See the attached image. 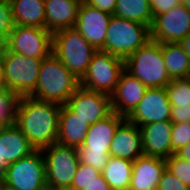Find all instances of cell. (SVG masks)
<instances>
[{
  "label": "cell",
  "instance_id": "37",
  "mask_svg": "<svg viewBox=\"0 0 190 190\" xmlns=\"http://www.w3.org/2000/svg\"><path fill=\"white\" fill-rule=\"evenodd\" d=\"M171 122L172 123L190 122V107L172 106Z\"/></svg>",
  "mask_w": 190,
  "mask_h": 190
},
{
  "label": "cell",
  "instance_id": "23",
  "mask_svg": "<svg viewBox=\"0 0 190 190\" xmlns=\"http://www.w3.org/2000/svg\"><path fill=\"white\" fill-rule=\"evenodd\" d=\"M15 25L45 28L44 0H10Z\"/></svg>",
  "mask_w": 190,
  "mask_h": 190
},
{
  "label": "cell",
  "instance_id": "3",
  "mask_svg": "<svg viewBox=\"0 0 190 190\" xmlns=\"http://www.w3.org/2000/svg\"><path fill=\"white\" fill-rule=\"evenodd\" d=\"M124 69L147 88L166 87L171 82L163 59L162 43L152 39L124 60Z\"/></svg>",
  "mask_w": 190,
  "mask_h": 190
},
{
  "label": "cell",
  "instance_id": "16",
  "mask_svg": "<svg viewBox=\"0 0 190 190\" xmlns=\"http://www.w3.org/2000/svg\"><path fill=\"white\" fill-rule=\"evenodd\" d=\"M140 127L127 118L117 127L110 144V156L135 161L143 156Z\"/></svg>",
  "mask_w": 190,
  "mask_h": 190
},
{
  "label": "cell",
  "instance_id": "33",
  "mask_svg": "<svg viewBox=\"0 0 190 190\" xmlns=\"http://www.w3.org/2000/svg\"><path fill=\"white\" fill-rule=\"evenodd\" d=\"M79 161L82 164H87L102 172L110 157V152H78Z\"/></svg>",
  "mask_w": 190,
  "mask_h": 190
},
{
  "label": "cell",
  "instance_id": "4",
  "mask_svg": "<svg viewBox=\"0 0 190 190\" xmlns=\"http://www.w3.org/2000/svg\"><path fill=\"white\" fill-rule=\"evenodd\" d=\"M52 52L80 81L97 50L73 27L52 34Z\"/></svg>",
  "mask_w": 190,
  "mask_h": 190
},
{
  "label": "cell",
  "instance_id": "45",
  "mask_svg": "<svg viewBox=\"0 0 190 190\" xmlns=\"http://www.w3.org/2000/svg\"><path fill=\"white\" fill-rule=\"evenodd\" d=\"M4 89H5V88H4L3 84L0 83V93H1Z\"/></svg>",
  "mask_w": 190,
  "mask_h": 190
},
{
  "label": "cell",
  "instance_id": "11",
  "mask_svg": "<svg viewBox=\"0 0 190 190\" xmlns=\"http://www.w3.org/2000/svg\"><path fill=\"white\" fill-rule=\"evenodd\" d=\"M190 33V12L181 3L156 16L150 27V39L159 43H179Z\"/></svg>",
  "mask_w": 190,
  "mask_h": 190
},
{
  "label": "cell",
  "instance_id": "10",
  "mask_svg": "<svg viewBox=\"0 0 190 190\" xmlns=\"http://www.w3.org/2000/svg\"><path fill=\"white\" fill-rule=\"evenodd\" d=\"M9 51L34 59H44L52 52V33L36 26L15 25L7 38Z\"/></svg>",
  "mask_w": 190,
  "mask_h": 190
},
{
  "label": "cell",
  "instance_id": "36",
  "mask_svg": "<svg viewBox=\"0 0 190 190\" xmlns=\"http://www.w3.org/2000/svg\"><path fill=\"white\" fill-rule=\"evenodd\" d=\"M117 0H85L84 3L100 11L114 14Z\"/></svg>",
  "mask_w": 190,
  "mask_h": 190
},
{
  "label": "cell",
  "instance_id": "6",
  "mask_svg": "<svg viewBox=\"0 0 190 190\" xmlns=\"http://www.w3.org/2000/svg\"><path fill=\"white\" fill-rule=\"evenodd\" d=\"M148 40H150V28L147 25L112 15L104 51L125 60Z\"/></svg>",
  "mask_w": 190,
  "mask_h": 190
},
{
  "label": "cell",
  "instance_id": "1",
  "mask_svg": "<svg viewBox=\"0 0 190 190\" xmlns=\"http://www.w3.org/2000/svg\"><path fill=\"white\" fill-rule=\"evenodd\" d=\"M61 105L23 96L18 100L15 125L36 150L57 143Z\"/></svg>",
  "mask_w": 190,
  "mask_h": 190
},
{
  "label": "cell",
  "instance_id": "24",
  "mask_svg": "<svg viewBox=\"0 0 190 190\" xmlns=\"http://www.w3.org/2000/svg\"><path fill=\"white\" fill-rule=\"evenodd\" d=\"M133 161L110 156L101 172L111 190H129Z\"/></svg>",
  "mask_w": 190,
  "mask_h": 190
},
{
  "label": "cell",
  "instance_id": "7",
  "mask_svg": "<svg viewBox=\"0 0 190 190\" xmlns=\"http://www.w3.org/2000/svg\"><path fill=\"white\" fill-rule=\"evenodd\" d=\"M42 154L47 187L69 190L80 163L77 148L53 143Z\"/></svg>",
  "mask_w": 190,
  "mask_h": 190
},
{
  "label": "cell",
  "instance_id": "12",
  "mask_svg": "<svg viewBox=\"0 0 190 190\" xmlns=\"http://www.w3.org/2000/svg\"><path fill=\"white\" fill-rule=\"evenodd\" d=\"M66 105L89 126L113 112L110 95L81 86L75 90Z\"/></svg>",
  "mask_w": 190,
  "mask_h": 190
},
{
  "label": "cell",
  "instance_id": "9",
  "mask_svg": "<svg viewBox=\"0 0 190 190\" xmlns=\"http://www.w3.org/2000/svg\"><path fill=\"white\" fill-rule=\"evenodd\" d=\"M124 59L108 52L97 50L89 64L87 73L80 80V86L111 95L117 87Z\"/></svg>",
  "mask_w": 190,
  "mask_h": 190
},
{
  "label": "cell",
  "instance_id": "2",
  "mask_svg": "<svg viewBox=\"0 0 190 190\" xmlns=\"http://www.w3.org/2000/svg\"><path fill=\"white\" fill-rule=\"evenodd\" d=\"M79 86L80 81L51 52L41 62L36 88L31 97L65 105Z\"/></svg>",
  "mask_w": 190,
  "mask_h": 190
},
{
  "label": "cell",
  "instance_id": "17",
  "mask_svg": "<svg viewBox=\"0 0 190 190\" xmlns=\"http://www.w3.org/2000/svg\"><path fill=\"white\" fill-rule=\"evenodd\" d=\"M172 125L171 121H164L140 126L145 156L167 159L174 153L171 143Z\"/></svg>",
  "mask_w": 190,
  "mask_h": 190
},
{
  "label": "cell",
  "instance_id": "44",
  "mask_svg": "<svg viewBox=\"0 0 190 190\" xmlns=\"http://www.w3.org/2000/svg\"><path fill=\"white\" fill-rule=\"evenodd\" d=\"M0 190H14V189H11L9 188L8 186H6L5 184H3L0 188Z\"/></svg>",
  "mask_w": 190,
  "mask_h": 190
},
{
  "label": "cell",
  "instance_id": "26",
  "mask_svg": "<svg viewBox=\"0 0 190 190\" xmlns=\"http://www.w3.org/2000/svg\"><path fill=\"white\" fill-rule=\"evenodd\" d=\"M113 15L147 25L149 28L154 19L149 0H117Z\"/></svg>",
  "mask_w": 190,
  "mask_h": 190
},
{
  "label": "cell",
  "instance_id": "35",
  "mask_svg": "<svg viewBox=\"0 0 190 190\" xmlns=\"http://www.w3.org/2000/svg\"><path fill=\"white\" fill-rule=\"evenodd\" d=\"M150 8L155 18L158 15H161L169 11L172 7L178 6L182 3L181 0H149Z\"/></svg>",
  "mask_w": 190,
  "mask_h": 190
},
{
  "label": "cell",
  "instance_id": "19",
  "mask_svg": "<svg viewBox=\"0 0 190 190\" xmlns=\"http://www.w3.org/2000/svg\"><path fill=\"white\" fill-rule=\"evenodd\" d=\"M35 150L15 124L0 127V162L5 167L30 155Z\"/></svg>",
  "mask_w": 190,
  "mask_h": 190
},
{
  "label": "cell",
  "instance_id": "48",
  "mask_svg": "<svg viewBox=\"0 0 190 190\" xmlns=\"http://www.w3.org/2000/svg\"><path fill=\"white\" fill-rule=\"evenodd\" d=\"M2 185H3V180H0V188H1Z\"/></svg>",
  "mask_w": 190,
  "mask_h": 190
},
{
  "label": "cell",
  "instance_id": "38",
  "mask_svg": "<svg viewBox=\"0 0 190 190\" xmlns=\"http://www.w3.org/2000/svg\"><path fill=\"white\" fill-rule=\"evenodd\" d=\"M85 190H111V189L101 173L96 177V180L93 181Z\"/></svg>",
  "mask_w": 190,
  "mask_h": 190
},
{
  "label": "cell",
  "instance_id": "31",
  "mask_svg": "<svg viewBox=\"0 0 190 190\" xmlns=\"http://www.w3.org/2000/svg\"><path fill=\"white\" fill-rule=\"evenodd\" d=\"M171 143L172 151L174 153L190 143V122L173 123Z\"/></svg>",
  "mask_w": 190,
  "mask_h": 190
},
{
  "label": "cell",
  "instance_id": "40",
  "mask_svg": "<svg viewBox=\"0 0 190 190\" xmlns=\"http://www.w3.org/2000/svg\"><path fill=\"white\" fill-rule=\"evenodd\" d=\"M7 49V38L0 36V61L4 58Z\"/></svg>",
  "mask_w": 190,
  "mask_h": 190
},
{
  "label": "cell",
  "instance_id": "32",
  "mask_svg": "<svg viewBox=\"0 0 190 190\" xmlns=\"http://www.w3.org/2000/svg\"><path fill=\"white\" fill-rule=\"evenodd\" d=\"M14 26L10 0H0V36L8 38Z\"/></svg>",
  "mask_w": 190,
  "mask_h": 190
},
{
  "label": "cell",
  "instance_id": "42",
  "mask_svg": "<svg viewBox=\"0 0 190 190\" xmlns=\"http://www.w3.org/2000/svg\"><path fill=\"white\" fill-rule=\"evenodd\" d=\"M6 167L0 162V180H3Z\"/></svg>",
  "mask_w": 190,
  "mask_h": 190
},
{
  "label": "cell",
  "instance_id": "20",
  "mask_svg": "<svg viewBox=\"0 0 190 190\" xmlns=\"http://www.w3.org/2000/svg\"><path fill=\"white\" fill-rule=\"evenodd\" d=\"M165 170V159L152 156L138 157L132 166L129 190H155Z\"/></svg>",
  "mask_w": 190,
  "mask_h": 190
},
{
  "label": "cell",
  "instance_id": "30",
  "mask_svg": "<svg viewBox=\"0 0 190 190\" xmlns=\"http://www.w3.org/2000/svg\"><path fill=\"white\" fill-rule=\"evenodd\" d=\"M101 172L90 165L79 163L69 190H85Z\"/></svg>",
  "mask_w": 190,
  "mask_h": 190
},
{
  "label": "cell",
  "instance_id": "29",
  "mask_svg": "<svg viewBox=\"0 0 190 190\" xmlns=\"http://www.w3.org/2000/svg\"><path fill=\"white\" fill-rule=\"evenodd\" d=\"M165 169L190 187V162L173 153L165 159Z\"/></svg>",
  "mask_w": 190,
  "mask_h": 190
},
{
  "label": "cell",
  "instance_id": "34",
  "mask_svg": "<svg viewBox=\"0 0 190 190\" xmlns=\"http://www.w3.org/2000/svg\"><path fill=\"white\" fill-rule=\"evenodd\" d=\"M158 190H190V187L183 184L177 177L166 169L163 171L159 183Z\"/></svg>",
  "mask_w": 190,
  "mask_h": 190
},
{
  "label": "cell",
  "instance_id": "21",
  "mask_svg": "<svg viewBox=\"0 0 190 190\" xmlns=\"http://www.w3.org/2000/svg\"><path fill=\"white\" fill-rule=\"evenodd\" d=\"M82 2L78 0H44L45 29L54 34L73 28Z\"/></svg>",
  "mask_w": 190,
  "mask_h": 190
},
{
  "label": "cell",
  "instance_id": "14",
  "mask_svg": "<svg viewBox=\"0 0 190 190\" xmlns=\"http://www.w3.org/2000/svg\"><path fill=\"white\" fill-rule=\"evenodd\" d=\"M111 16L109 13L90 7L82 2L74 28L83 35L92 47L96 50L104 51L105 38Z\"/></svg>",
  "mask_w": 190,
  "mask_h": 190
},
{
  "label": "cell",
  "instance_id": "8",
  "mask_svg": "<svg viewBox=\"0 0 190 190\" xmlns=\"http://www.w3.org/2000/svg\"><path fill=\"white\" fill-rule=\"evenodd\" d=\"M3 184L14 190H45L47 181L42 150H35L7 165Z\"/></svg>",
  "mask_w": 190,
  "mask_h": 190
},
{
  "label": "cell",
  "instance_id": "22",
  "mask_svg": "<svg viewBox=\"0 0 190 190\" xmlns=\"http://www.w3.org/2000/svg\"><path fill=\"white\" fill-rule=\"evenodd\" d=\"M89 124L78 117L66 104L61 105L57 143L70 147H81Z\"/></svg>",
  "mask_w": 190,
  "mask_h": 190
},
{
  "label": "cell",
  "instance_id": "15",
  "mask_svg": "<svg viewBox=\"0 0 190 190\" xmlns=\"http://www.w3.org/2000/svg\"><path fill=\"white\" fill-rule=\"evenodd\" d=\"M147 87L125 69L121 72L117 87L110 95L113 112L127 118L138 106Z\"/></svg>",
  "mask_w": 190,
  "mask_h": 190
},
{
  "label": "cell",
  "instance_id": "25",
  "mask_svg": "<svg viewBox=\"0 0 190 190\" xmlns=\"http://www.w3.org/2000/svg\"><path fill=\"white\" fill-rule=\"evenodd\" d=\"M162 54L171 79L190 75V58L180 43H162Z\"/></svg>",
  "mask_w": 190,
  "mask_h": 190
},
{
  "label": "cell",
  "instance_id": "5",
  "mask_svg": "<svg viewBox=\"0 0 190 190\" xmlns=\"http://www.w3.org/2000/svg\"><path fill=\"white\" fill-rule=\"evenodd\" d=\"M43 59L25 57L7 49L1 61V83L19 98L31 96L36 88Z\"/></svg>",
  "mask_w": 190,
  "mask_h": 190
},
{
  "label": "cell",
  "instance_id": "47",
  "mask_svg": "<svg viewBox=\"0 0 190 190\" xmlns=\"http://www.w3.org/2000/svg\"><path fill=\"white\" fill-rule=\"evenodd\" d=\"M1 72H2V67H1V61H0V83H1Z\"/></svg>",
  "mask_w": 190,
  "mask_h": 190
},
{
  "label": "cell",
  "instance_id": "39",
  "mask_svg": "<svg viewBox=\"0 0 190 190\" xmlns=\"http://www.w3.org/2000/svg\"><path fill=\"white\" fill-rule=\"evenodd\" d=\"M175 154L182 159L188 160L190 162V143L180 148L178 151L175 152Z\"/></svg>",
  "mask_w": 190,
  "mask_h": 190
},
{
  "label": "cell",
  "instance_id": "41",
  "mask_svg": "<svg viewBox=\"0 0 190 190\" xmlns=\"http://www.w3.org/2000/svg\"><path fill=\"white\" fill-rule=\"evenodd\" d=\"M190 58V33L179 42Z\"/></svg>",
  "mask_w": 190,
  "mask_h": 190
},
{
  "label": "cell",
  "instance_id": "27",
  "mask_svg": "<svg viewBox=\"0 0 190 190\" xmlns=\"http://www.w3.org/2000/svg\"><path fill=\"white\" fill-rule=\"evenodd\" d=\"M171 106L190 107V80L186 78H173L165 87Z\"/></svg>",
  "mask_w": 190,
  "mask_h": 190
},
{
  "label": "cell",
  "instance_id": "13",
  "mask_svg": "<svg viewBox=\"0 0 190 190\" xmlns=\"http://www.w3.org/2000/svg\"><path fill=\"white\" fill-rule=\"evenodd\" d=\"M171 108L165 87L148 88L127 119L138 127L154 122L171 121Z\"/></svg>",
  "mask_w": 190,
  "mask_h": 190
},
{
  "label": "cell",
  "instance_id": "28",
  "mask_svg": "<svg viewBox=\"0 0 190 190\" xmlns=\"http://www.w3.org/2000/svg\"><path fill=\"white\" fill-rule=\"evenodd\" d=\"M18 100L19 97L8 89L0 93V127L15 124Z\"/></svg>",
  "mask_w": 190,
  "mask_h": 190
},
{
  "label": "cell",
  "instance_id": "46",
  "mask_svg": "<svg viewBox=\"0 0 190 190\" xmlns=\"http://www.w3.org/2000/svg\"><path fill=\"white\" fill-rule=\"evenodd\" d=\"M45 190H64V189H55V188L47 187Z\"/></svg>",
  "mask_w": 190,
  "mask_h": 190
},
{
  "label": "cell",
  "instance_id": "18",
  "mask_svg": "<svg viewBox=\"0 0 190 190\" xmlns=\"http://www.w3.org/2000/svg\"><path fill=\"white\" fill-rule=\"evenodd\" d=\"M124 116L112 112L109 116L89 126L84 143L78 152H110V144L117 127L125 120Z\"/></svg>",
  "mask_w": 190,
  "mask_h": 190
},
{
  "label": "cell",
  "instance_id": "43",
  "mask_svg": "<svg viewBox=\"0 0 190 190\" xmlns=\"http://www.w3.org/2000/svg\"><path fill=\"white\" fill-rule=\"evenodd\" d=\"M182 4L190 12V0H183Z\"/></svg>",
  "mask_w": 190,
  "mask_h": 190
}]
</instances>
